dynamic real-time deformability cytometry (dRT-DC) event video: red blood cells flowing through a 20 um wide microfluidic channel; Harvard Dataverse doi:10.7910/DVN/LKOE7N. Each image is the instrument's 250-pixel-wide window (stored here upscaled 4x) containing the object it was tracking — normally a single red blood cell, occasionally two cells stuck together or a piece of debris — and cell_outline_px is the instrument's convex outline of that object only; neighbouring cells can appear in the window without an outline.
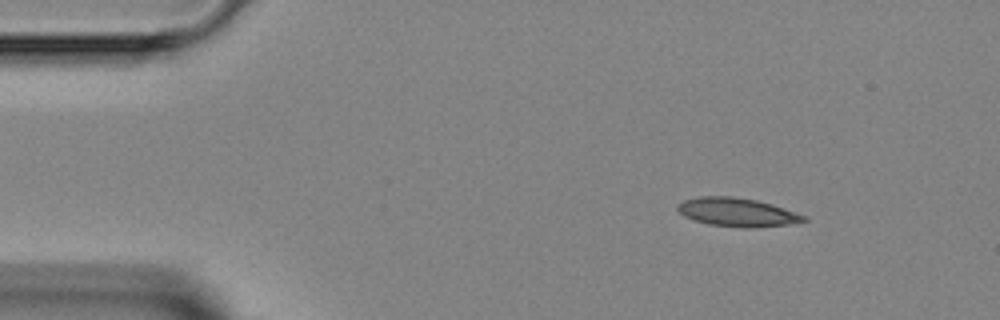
{"species": "Egyptian fruit bat (a non-hibernating species)", "species_latin": "Rousettus aegyptiacus", "temperature_condition": "room temperature", "stored_images_in_passage": 3, "camera_frame_rate_fps": 3000, "um_per_image_px": 0.085, "animal": {"sex": "female"}, "frame": {"image": 1, "passage_image": 1, "time_ms": 0.0, "image_size_px": [1000, 320], "cell_outline_px": [[808, 220], [788, 224], [752, 228], [744, 228], [708, 224], [684, 216], [676, 208], [676, 204], [684, 200], [700, 196], [732, 196], [756, 200], [772, 204], [808, 216]], "centroid_in_image_um": [62.67, 18.03], "position_along_channel_um": 22.3, "area_um2": 21.04}}
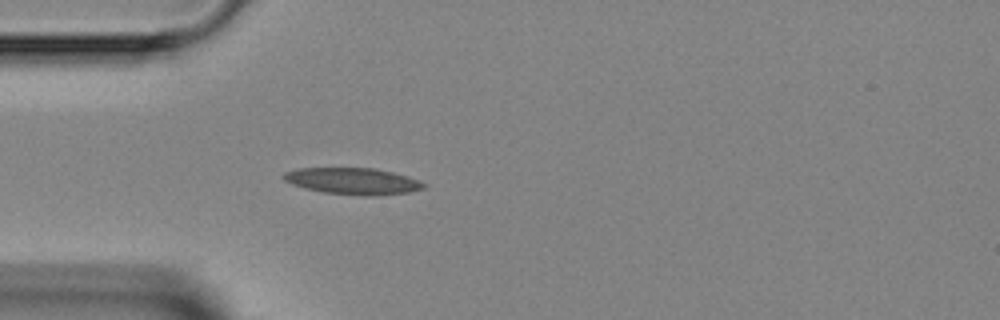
{"frame": {"image": 2, "passage_image": 3, "time_ms": 2.333, "image_size_px": [1000, 320], "cell_outline_px": [[428, 184], [424, 188], [408, 192], [372, 196], [364, 196], [324, 192], [304, 188], [292, 184], [284, 180], [280, 176], [284, 172], [296, 168], [376, 168], [408, 176], [420, 180]], "centroid_in_image_um": [29.99, 15.39], "position_along_channel_um": 55.0, "area_um2": 21.85}}